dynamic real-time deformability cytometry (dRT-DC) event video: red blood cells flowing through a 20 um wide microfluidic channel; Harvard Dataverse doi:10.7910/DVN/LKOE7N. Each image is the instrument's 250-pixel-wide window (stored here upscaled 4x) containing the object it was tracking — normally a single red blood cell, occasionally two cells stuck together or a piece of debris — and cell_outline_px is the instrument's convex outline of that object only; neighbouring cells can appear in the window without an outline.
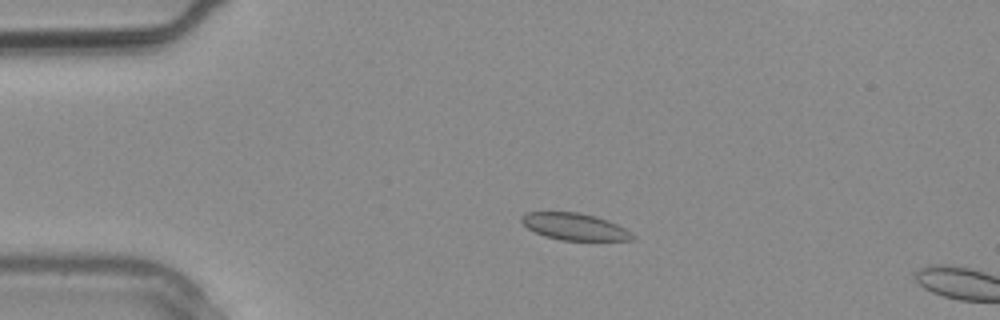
{"species": "common noctule bat (a hibernating species)", "species_latin": "Nyctalus noctula", "temperature_condition": "warm", "stored_images_in_passage": 2, "camera_frame_rate_fps": 3000, "um_per_image_px": 0.085, "animal": {"sex": "male", "body_mass_g": 20.4}, "frame": {"image": 1, "passage_image": 1, "time_ms": 0.0, "image_size_px": [1000, 320], "cell_outline_px": [[636, 236], [632, 240], [560, 240], [544, 236], [528, 228], [520, 220], [520, 216], [528, 212], [576, 212], [596, 216], [608, 220], [624, 228]], "centroid_in_image_um": [48.83, 19.26], "position_along_channel_um": 36.2, "area_um2": 17.28}}